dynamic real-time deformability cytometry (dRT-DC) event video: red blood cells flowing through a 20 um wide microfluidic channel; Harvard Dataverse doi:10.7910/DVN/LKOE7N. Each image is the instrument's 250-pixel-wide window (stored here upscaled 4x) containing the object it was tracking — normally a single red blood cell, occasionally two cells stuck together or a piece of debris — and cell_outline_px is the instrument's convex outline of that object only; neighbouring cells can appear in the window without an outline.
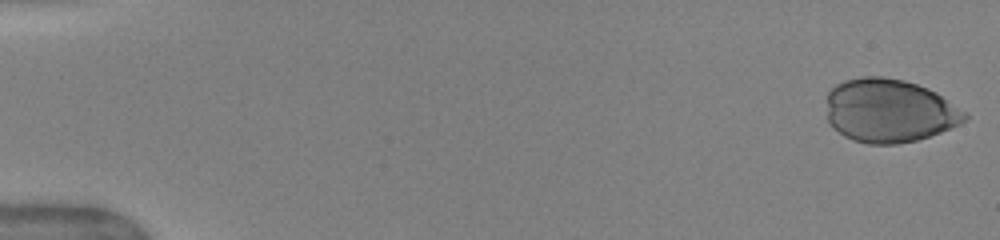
{"species": "human", "species_latin": "Homo sapiens", "temperature_condition": "warm", "stored_images_in_passage": 50, "camera_frame_rate_fps": 3000, "um_per_image_px": 0.085, "donor": {"sex": "female"}, "frame": {"image": 1, "passage_image": 1, "time_ms": 0.0, "image_size_px": [1000, 240], "cell_outline_px": [[968, 120], [960, 124], [940, 132], [916, 140], [896, 144], [868, 144], [852, 140], [844, 136], [832, 128], [828, 120], [828, 92], [836, 84], [844, 80], [864, 76], [880, 76], [904, 80], [928, 88], [936, 92], [968, 112]], "centroid_in_image_um": [75.61, 9.41], "position_along_channel_um": 9.4, "area_um2": 51.44}}
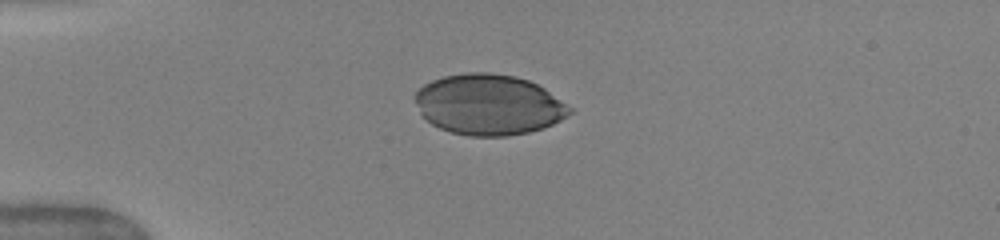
{"frame": {"image": 2, "passage_image": 13, "time_ms": 4.0, "image_size_px": [1000, 240], "cell_outline_px": [[572, 112], [568, 116], [544, 128], [528, 132], [508, 136], [468, 136], [452, 132], [440, 128], [432, 124], [420, 112], [412, 96], [424, 84], [432, 80], [444, 76], [464, 72], [488, 72], [516, 76], [528, 80], [544, 88], [572, 108]], "centroid_in_image_um": [41.53, 8.89], "position_along_channel_um": 43.5, "area_um2": 54.68}}